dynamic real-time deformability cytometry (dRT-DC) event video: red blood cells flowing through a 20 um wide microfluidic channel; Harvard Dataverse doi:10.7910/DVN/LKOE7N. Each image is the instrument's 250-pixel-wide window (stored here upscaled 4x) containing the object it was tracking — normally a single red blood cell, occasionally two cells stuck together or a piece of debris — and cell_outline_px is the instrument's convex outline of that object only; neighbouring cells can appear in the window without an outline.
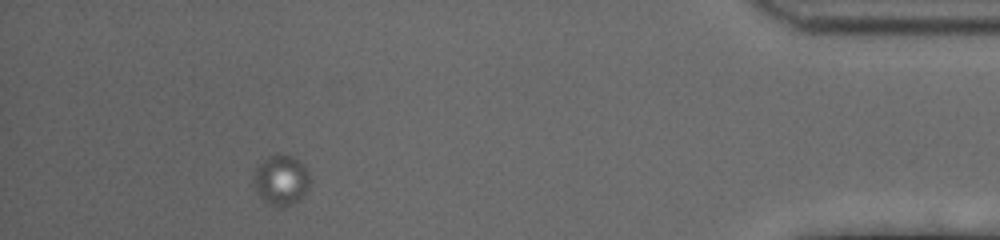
{"species": "human", "species_latin": "Homo sapiens", "temperature_condition": "cold", "stored_images_in_passage": 83, "segment_of_instrument_passage": [2, 2], "camera_frame_rate_fps": 3000, "um_per_image_px": 0.085, "donor": {"sex": "female"}, "frame": {"image": 1, "passage_image": 75, "time_ms": 24.667, "image_size_px": [1000, 240], "cell_outline_px": [[308, 188], [300, 200], [284, 208], [280, 208], [268, 204], [256, 192], [252, 176], [256, 168], [264, 160], [272, 156], [292, 156], [304, 164], [308, 172]], "centroid_in_image_um": [23.89, 15.36], "position_along_channel_um": 411.3, "area_um2": 16.3}}